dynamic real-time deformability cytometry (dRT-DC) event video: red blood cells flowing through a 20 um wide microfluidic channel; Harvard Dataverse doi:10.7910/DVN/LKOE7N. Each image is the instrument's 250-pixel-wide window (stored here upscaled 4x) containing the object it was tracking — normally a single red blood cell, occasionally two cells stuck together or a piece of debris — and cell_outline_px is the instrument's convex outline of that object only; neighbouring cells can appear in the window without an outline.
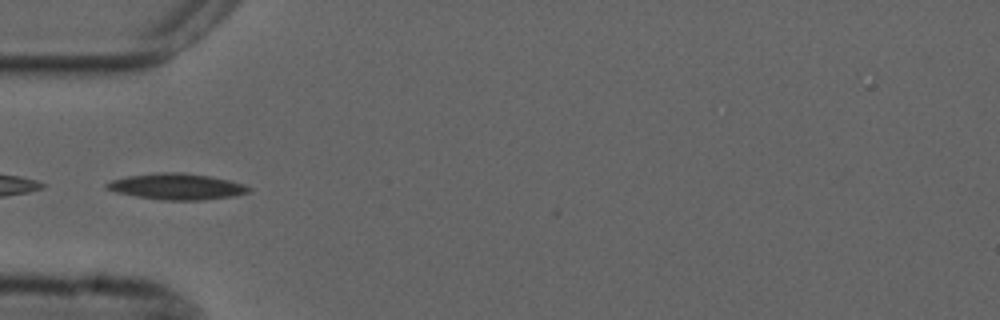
{"species": "common noctule bat (a hibernating species)", "species_latin": "Nyctalus noctula", "temperature_condition": "cold", "stored_images_in_passage": 31, "camera_frame_rate_fps": 3000, "um_per_image_px": 0.085, "animal": {"sex": "male", "forearm_length_mm": 52.5}, "frame": {"image": 1, "passage_image": 1, "time_ms": 0.0, "image_size_px": [1000, 320], "cell_outline_px": [[252, 192], [236, 196], [204, 200], [160, 200], [136, 196], [116, 192], [104, 188], [104, 184], [112, 180], [128, 176], [160, 172], [184, 172], [208, 176], [228, 180], [244, 184], [252, 188]], "centroid_in_image_um": [15.05, 15.86], "position_along_channel_um": 69.9, "area_um2": 21.79}}
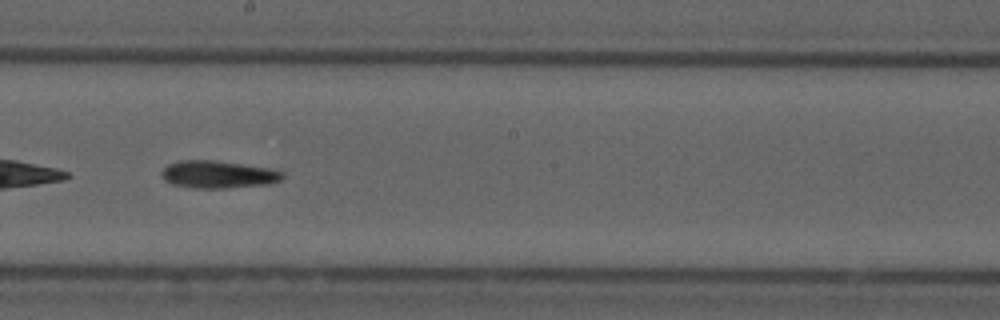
{"frame": {"image": 2, "passage_image": 14, "time_ms": 4.333, "image_size_px": [1000, 320], "cell_outline_px": [[284, 176], [280, 180], [268, 184], [224, 188], [196, 188], [172, 184], [164, 180], [160, 172], [168, 164], [180, 160], [212, 160], [268, 168], [284, 172]], "centroid_in_image_um": [18.51, 14.83], "position_along_channel_um": 229.7, "area_um2": 19.19}}
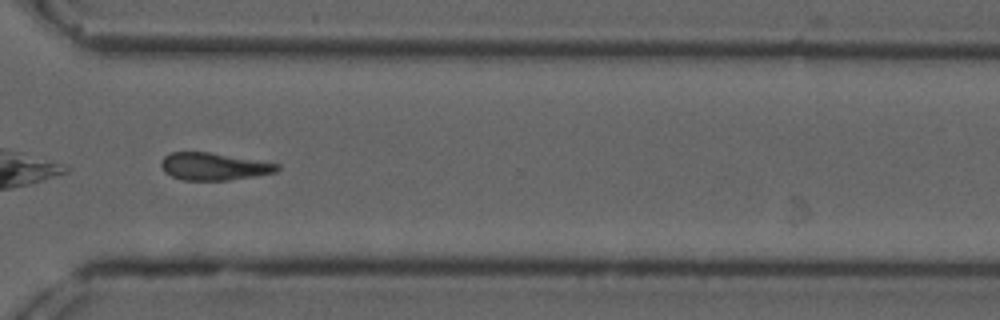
{"frame": {"image": 3, "passage_image": 24, "time_ms": 7.667, "image_size_px": [1000, 320], "cell_outline_px": [[280, 168], [276, 172], [228, 180], [184, 180], [172, 176], [164, 172], [160, 164], [160, 160], [164, 156], [172, 152], [208, 152], [280, 164]], "centroid_in_image_um": [18.13, 14.15], "position_along_channel_um": 352.5, "area_um2": 18.32}, "authors_computed_cell_mechanics": {"area_um2": 19.1318, "velocity_mm_per_s": 3.6775, "shape_relaxation_time_tau1_ms": 4.8058, "shape_relaxation_time_tau2_ms": null, "deformation_change_tau1": 0.0917, "deformation_change_tau2": null}}